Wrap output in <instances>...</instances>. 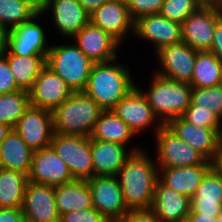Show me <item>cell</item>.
Returning <instances> with one entry per match:
<instances>
[{"label":"cell","mask_w":222,"mask_h":222,"mask_svg":"<svg viewBox=\"0 0 222 222\" xmlns=\"http://www.w3.org/2000/svg\"><path fill=\"white\" fill-rule=\"evenodd\" d=\"M166 126L180 139L200 152L208 161L213 159L221 140V135L215 129L197 127L182 117H175Z\"/></svg>","instance_id":"23"},{"label":"cell","mask_w":222,"mask_h":222,"mask_svg":"<svg viewBox=\"0 0 222 222\" xmlns=\"http://www.w3.org/2000/svg\"><path fill=\"white\" fill-rule=\"evenodd\" d=\"M155 45L156 52L164 46L182 41V24L163 17L160 13L139 17L134 22V33Z\"/></svg>","instance_id":"18"},{"label":"cell","mask_w":222,"mask_h":222,"mask_svg":"<svg viewBox=\"0 0 222 222\" xmlns=\"http://www.w3.org/2000/svg\"><path fill=\"white\" fill-rule=\"evenodd\" d=\"M165 0H126L131 18L136 21L139 17L160 13Z\"/></svg>","instance_id":"37"},{"label":"cell","mask_w":222,"mask_h":222,"mask_svg":"<svg viewBox=\"0 0 222 222\" xmlns=\"http://www.w3.org/2000/svg\"><path fill=\"white\" fill-rule=\"evenodd\" d=\"M134 135L135 133L114 111L104 110L97 119L90 137L127 146Z\"/></svg>","instance_id":"28"},{"label":"cell","mask_w":222,"mask_h":222,"mask_svg":"<svg viewBox=\"0 0 222 222\" xmlns=\"http://www.w3.org/2000/svg\"><path fill=\"white\" fill-rule=\"evenodd\" d=\"M51 146L66 163L74 180L87 181L94 176L90 137L54 133Z\"/></svg>","instance_id":"7"},{"label":"cell","mask_w":222,"mask_h":222,"mask_svg":"<svg viewBox=\"0 0 222 222\" xmlns=\"http://www.w3.org/2000/svg\"><path fill=\"white\" fill-rule=\"evenodd\" d=\"M131 149L128 151L123 144L100 141L90 137L94 176H116L133 152L141 150L137 147Z\"/></svg>","instance_id":"21"},{"label":"cell","mask_w":222,"mask_h":222,"mask_svg":"<svg viewBox=\"0 0 222 222\" xmlns=\"http://www.w3.org/2000/svg\"><path fill=\"white\" fill-rule=\"evenodd\" d=\"M12 127L0 123V143L7 137L8 133L11 131Z\"/></svg>","instance_id":"47"},{"label":"cell","mask_w":222,"mask_h":222,"mask_svg":"<svg viewBox=\"0 0 222 222\" xmlns=\"http://www.w3.org/2000/svg\"><path fill=\"white\" fill-rule=\"evenodd\" d=\"M106 1H126V0H106Z\"/></svg>","instance_id":"52"},{"label":"cell","mask_w":222,"mask_h":222,"mask_svg":"<svg viewBox=\"0 0 222 222\" xmlns=\"http://www.w3.org/2000/svg\"><path fill=\"white\" fill-rule=\"evenodd\" d=\"M33 154L34 151L13 128L0 143V161L3 169L19 171L28 176Z\"/></svg>","instance_id":"26"},{"label":"cell","mask_w":222,"mask_h":222,"mask_svg":"<svg viewBox=\"0 0 222 222\" xmlns=\"http://www.w3.org/2000/svg\"><path fill=\"white\" fill-rule=\"evenodd\" d=\"M39 12L31 20L15 26L8 32L7 50L19 56H44L47 58L50 46L46 45L44 29L38 25Z\"/></svg>","instance_id":"13"},{"label":"cell","mask_w":222,"mask_h":222,"mask_svg":"<svg viewBox=\"0 0 222 222\" xmlns=\"http://www.w3.org/2000/svg\"><path fill=\"white\" fill-rule=\"evenodd\" d=\"M28 92L30 105L49 111H53L74 93L48 66L40 71Z\"/></svg>","instance_id":"14"},{"label":"cell","mask_w":222,"mask_h":222,"mask_svg":"<svg viewBox=\"0 0 222 222\" xmlns=\"http://www.w3.org/2000/svg\"><path fill=\"white\" fill-rule=\"evenodd\" d=\"M22 211L33 222H59L55 186L28 181Z\"/></svg>","instance_id":"16"},{"label":"cell","mask_w":222,"mask_h":222,"mask_svg":"<svg viewBox=\"0 0 222 222\" xmlns=\"http://www.w3.org/2000/svg\"><path fill=\"white\" fill-rule=\"evenodd\" d=\"M103 111L84 92H74L52 111L54 133L90 137Z\"/></svg>","instance_id":"3"},{"label":"cell","mask_w":222,"mask_h":222,"mask_svg":"<svg viewBox=\"0 0 222 222\" xmlns=\"http://www.w3.org/2000/svg\"><path fill=\"white\" fill-rule=\"evenodd\" d=\"M189 84L196 88L222 84V61L209 50L198 51Z\"/></svg>","instance_id":"30"},{"label":"cell","mask_w":222,"mask_h":222,"mask_svg":"<svg viewBox=\"0 0 222 222\" xmlns=\"http://www.w3.org/2000/svg\"><path fill=\"white\" fill-rule=\"evenodd\" d=\"M121 220L123 222H160L151 209L130 210Z\"/></svg>","instance_id":"40"},{"label":"cell","mask_w":222,"mask_h":222,"mask_svg":"<svg viewBox=\"0 0 222 222\" xmlns=\"http://www.w3.org/2000/svg\"><path fill=\"white\" fill-rule=\"evenodd\" d=\"M40 12V0H0V25L8 30Z\"/></svg>","instance_id":"32"},{"label":"cell","mask_w":222,"mask_h":222,"mask_svg":"<svg viewBox=\"0 0 222 222\" xmlns=\"http://www.w3.org/2000/svg\"><path fill=\"white\" fill-rule=\"evenodd\" d=\"M144 149L133 152L116 177L128 210H150L159 179V169Z\"/></svg>","instance_id":"1"},{"label":"cell","mask_w":222,"mask_h":222,"mask_svg":"<svg viewBox=\"0 0 222 222\" xmlns=\"http://www.w3.org/2000/svg\"><path fill=\"white\" fill-rule=\"evenodd\" d=\"M155 136L158 169L211 165V161H208L200 152L180 139L166 125H162Z\"/></svg>","instance_id":"6"},{"label":"cell","mask_w":222,"mask_h":222,"mask_svg":"<svg viewBox=\"0 0 222 222\" xmlns=\"http://www.w3.org/2000/svg\"><path fill=\"white\" fill-rule=\"evenodd\" d=\"M13 129L33 151L49 147L54 135L52 111L30 105Z\"/></svg>","instance_id":"10"},{"label":"cell","mask_w":222,"mask_h":222,"mask_svg":"<svg viewBox=\"0 0 222 222\" xmlns=\"http://www.w3.org/2000/svg\"><path fill=\"white\" fill-rule=\"evenodd\" d=\"M217 217L222 212V176L210 168L191 198V211Z\"/></svg>","instance_id":"24"},{"label":"cell","mask_w":222,"mask_h":222,"mask_svg":"<svg viewBox=\"0 0 222 222\" xmlns=\"http://www.w3.org/2000/svg\"><path fill=\"white\" fill-rule=\"evenodd\" d=\"M222 61V17L218 20L210 50Z\"/></svg>","instance_id":"41"},{"label":"cell","mask_w":222,"mask_h":222,"mask_svg":"<svg viewBox=\"0 0 222 222\" xmlns=\"http://www.w3.org/2000/svg\"><path fill=\"white\" fill-rule=\"evenodd\" d=\"M202 6H218L221 7L222 0H198Z\"/></svg>","instance_id":"48"},{"label":"cell","mask_w":222,"mask_h":222,"mask_svg":"<svg viewBox=\"0 0 222 222\" xmlns=\"http://www.w3.org/2000/svg\"><path fill=\"white\" fill-rule=\"evenodd\" d=\"M151 210L160 222L186 220L191 211V199L157 180Z\"/></svg>","instance_id":"22"},{"label":"cell","mask_w":222,"mask_h":222,"mask_svg":"<svg viewBox=\"0 0 222 222\" xmlns=\"http://www.w3.org/2000/svg\"><path fill=\"white\" fill-rule=\"evenodd\" d=\"M147 97L149 105L157 118L166 125L175 117H181L191 103L192 86L163 77L154 72Z\"/></svg>","instance_id":"4"},{"label":"cell","mask_w":222,"mask_h":222,"mask_svg":"<svg viewBox=\"0 0 222 222\" xmlns=\"http://www.w3.org/2000/svg\"><path fill=\"white\" fill-rule=\"evenodd\" d=\"M59 222H108V220L93 207L64 213L60 216Z\"/></svg>","instance_id":"38"},{"label":"cell","mask_w":222,"mask_h":222,"mask_svg":"<svg viewBox=\"0 0 222 222\" xmlns=\"http://www.w3.org/2000/svg\"><path fill=\"white\" fill-rule=\"evenodd\" d=\"M94 63L76 44L50 46L46 66L60 76L73 92H83Z\"/></svg>","instance_id":"5"},{"label":"cell","mask_w":222,"mask_h":222,"mask_svg":"<svg viewBox=\"0 0 222 222\" xmlns=\"http://www.w3.org/2000/svg\"><path fill=\"white\" fill-rule=\"evenodd\" d=\"M73 180L68 166L51 145L34 151L28 181L57 186Z\"/></svg>","instance_id":"17"},{"label":"cell","mask_w":222,"mask_h":222,"mask_svg":"<svg viewBox=\"0 0 222 222\" xmlns=\"http://www.w3.org/2000/svg\"><path fill=\"white\" fill-rule=\"evenodd\" d=\"M115 60L94 63L83 91L104 110H112L136 86L130 70Z\"/></svg>","instance_id":"2"},{"label":"cell","mask_w":222,"mask_h":222,"mask_svg":"<svg viewBox=\"0 0 222 222\" xmlns=\"http://www.w3.org/2000/svg\"><path fill=\"white\" fill-rule=\"evenodd\" d=\"M108 222H123L122 220H108Z\"/></svg>","instance_id":"51"},{"label":"cell","mask_w":222,"mask_h":222,"mask_svg":"<svg viewBox=\"0 0 222 222\" xmlns=\"http://www.w3.org/2000/svg\"><path fill=\"white\" fill-rule=\"evenodd\" d=\"M49 9L56 29L67 39L90 22V14L78 0H40V12L45 14Z\"/></svg>","instance_id":"15"},{"label":"cell","mask_w":222,"mask_h":222,"mask_svg":"<svg viewBox=\"0 0 222 222\" xmlns=\"http://www.w3.org/2000/svg\"><path fill=\"white\" fill-rule=\"evenodd\" d=\"M221 7L201 6L182 23V41L198 51L210 50Z\"/></svg>","instance_id":"8"},{"label":"cell","mask_w":222,"mask_h":222,"mask_svg":"<svg viewBox=\"0 0 222 222\" xmlns=\"http://www.w3.org/2000/svg\"><path fill=\"white\" fill-rule=\"evenodd\" d=\"M55 201L59 215L93 208L92 193L88 182L73 180L55 186Z\"/></svg>","instance_id":"27"},{"label":"cell","mask_w":222,"mask_h":222,"mask_svg":"<svg viewBox=\"0 0 222 222\" xmlns=\"http://www.w3.org/2000/svg\"><path fill=\"white\" fill-rule=\"evenodd\" d=\"M17 86L29 91L40 71L46 66L44 56H19L8 50L4 54Z\"/></svg>","instance_id":"29"},{"label":"cell","mask_w":222,"mask_h":222,"mask_svg":"<svg viewBox=\"0 0 222 222\" xmlns=\"http://www.w3.org/2000/svg\"><path fill=\"white\" fill-rule=\"evenodd\" d=\"M181 117L197 127L215 129L221 135L222 119L209 108H201L190 103Z\"/></svg>","instance_id":"35"},{"label":"cell","mask_w":222,"mask_h":222,"mask_svg":"<svg viewBox=\"0 0 222 222\" xmlns=\"http://www.w3.org/2000/svg\"><path fill=\"white\" fill-rule=\"evenodd\" d=\"M18 90L21 89L14 80L7 58L5 56L0 57V95L16 92Z\"/></svg>","instance_id":"39"},{"label":"cell","mask_w":222,"mask_h":222,"mask_svg":"<svg viewBox=\"0 0 222 222\" xmlns=\"http://www.w3.org/2000/svg\"><path fill=\"white\" fill-rule=\"evenodd\" d=\"M197 52L183 41L164 46L156 52L162 68L159 71L157 69V72L155 70V73L171 80L190 83Z\"/></svg>","instance_id":"12"},{"label":"cell","mask_w":222,"mask_h":222,"mask_svg":"<svg viewBox=\"0 0 222 222\" xmlns=\"http://www.w3.org/2000/svg\"><path fill=\"white\" fill-rule=\"evenodd\" d=\"M9 30L0 25V57L4 56L7 51Z\"/></svg>","instance_id":"46"},{"label":"cell","mask_w":222,"mask_h":222,"mask_svg":"<svg viewBox=\"0 0 222 222\" xmlns=\"http://www.w3.org/2000/svg\"><path fill=\"white\" fill-rule=\"evenodd\" d=\"M79 49L93 62L103 63L117 59L120 43L109 33L91 22L82 27L73 37Z\"/></svg>","instance_id":"19"},{"label":"cell","mask_w":222,"mask_h":222,"mask_svg":"<svg viewBox=\"0 0 222 222\" xmlns=\"http://www.w3.org/2000/svg\"><path fill=\"white\" fill-rule=\"evenodd\" d=\"M114 113L122 119L129 128L136 134L141 133L148 126H155V134L163 125L155 116L152 107L149 105L147 97L137 86L123 97L112 109Z\"/></svg>","instance_id":"11"},{"label":"cell","mask_w":222,"mask_h":222,"mask_svg":"<svg viewBox=\"0 0 222 222\" xmlns=\"http://www.w3.org/2000/svg\"><path fill=\"white\" fill-rule=\"evenodd\" d=\"M84 9L89 13H93L96 9H98L106 0H78Z\"/></svg>","instance_id":"44"},{"label":"cell","mask_w":222,"mask_h":222,"mask_svg":"<svg viewBox=\"0 0 222 222\" xmlns=\"http://www.w3.org/2000/svg\"><path fill=\"white\" fill-rule=\"evenodd\" d=\"M30 106L29 92L18 90L16 92L0 95V123L14 128L18 119Z\"/></svg>","instance_id":"33"},{"label":"cell","mask_w":222,"mask_h":222,"mask_svg":"<svg viewBox=\"0 0 222 222\" xmlns=\"http://www.w3.org/2000/svg\"><path fill=\"white\" fill-rule=\"evenodd\" d=\"M217 222H222V212L217 216Z\"/></svg>","instance_id":"49"},{"label":"cell","mask_w":222,"mask_h":222,"mask_svg":"<svg viewBox=\"0 0 222 222\" xmlns=\"http://www.w3.org/2000/svg\"><path fill=\"white\" fill-rule=\"evenodd\" d=\"M187 219L189 222H217V217L202 215L196 212H190Z\"/></svg>","instance_id":"45"},{"label":"cell","mask_w":222,"mask_h":222,"mask_svg":"<svg viewBox=\"0 0 222 222\" xmlns=\"http://www.w3.org/2000/svg\"><path fill=\"white\" fill-rule=\"evenodd\" d=\"M23 218L22 209L0 208V222H21Z\"/></svg>","instance_id":"42"},{"label":"cell","mask_w":222,"mask_h":222,"mask_svg":"<svg viewBox=\"0 0 222 222\" xmlns=\"http://www.w3.org/2000/svg\"><path fill=\"white\" fill-rule=\"evenodd\" d=\"M191 103L211 109L222 119V84L206 88L192 87Z\"/></svg>","instance_id":"34"},{"label":"cell","mask_w":222,"mask_h":222,"mask_svg":"<svg viewBox=\"0 0 222 222\" xmlns=\"http://www.w3.org/2000/svg\"><path fill=\"white\" fill-rule=\"evenodd\" d=\"M210 168L211 165L161 168L159 179L168 187L191 199Z\"/></svg>","instance_id":"25"},{"label":"cell","mask_w":222,"mask_h":222,"mask_svg":"<svg viewBox=\"0 0 222 222\" xmlns=\"http://www.w3.org/2000/svg\"><path fill=\"white\" fill-rule=\"evenodd\" d=\"M211 168L219 175L222 176V141L220 140L217 150L211 160Z\"/></svg>","instance_id":"43"},{"label":"cell","mask_w":222,"mask_h":222,"mask_svg":"<svg viewBox=\"0 0 222 222\" xmlns=\"http://www.w3.org/2000/svg\"><path fill=\"white\" fill-rule=\"evenodd\" d=\"M201 3L198 0H165L160 14L180 24L201 7Z\"/></svg>","instance_id":"36"},{"label":"cell","mask_w":222,"mask_h":222,"mask_svg":"<svg viewBox=\"0 0 222 222\" xmlns=\"http://www.w3.org/2000/svg\"><path fill=\"white\" fill-rule=\"evenodd\" d=\"M28 176L0 168V208L22 209Z\"/></svg>","instance_id":"31"},{"label":"cell","mask_w":222,"mask_h":222,"mask_svg":"<svg viewBox=\"0 0 222 222\" xmlns=\"http://www.w3.org/2000/svg\"><path fill=\"white\" fill-rule=\"evenodd\" d=\"M90 22L109 33L120 44L131 30L134 33V20L131 18L126 1H106L90 14Z\"/></svg>","instance_id":"20"},{"label":"cell","mask_w":222,"mask_h":222,"mask_svg":"<svg viewBox=\"0 0 222 222\" xmlns=\"http://www.w3.org/2000/svg\"><path fill=\"white\" fill-rule=\"evenodd\" d=\"M178 222H189V221H188V219H186V220H182V221H178Z\"/></svg>","instance_id":"53"},{"label":"cell","mask_w":222,"mask_h":222,"mask_svg":"<svg viewBox=\"0 0 222 222\" xmlns=\"http://www.w3.org/2000/svg\"><path fill=\"white\" fill-rule=\"evenodd\" d=\"M93 207L107 220H121L129 212L116 176H93L87 180Z\"/></svg>","instance_id":"9"},{"label":"cell","mask_w":222,"mask_h":222,"mask_svg":"<svg viewBox=\"0 0 222 222\" xmlns=\"http://www.w3.org/2000/svg\"><path fill=\"white\" fill-rule=\"evenodd\" d=\"M21 222H33V221H30V220H28L26 218H23Z\"/></svg>","instance_id":"50"}]
</instances>
